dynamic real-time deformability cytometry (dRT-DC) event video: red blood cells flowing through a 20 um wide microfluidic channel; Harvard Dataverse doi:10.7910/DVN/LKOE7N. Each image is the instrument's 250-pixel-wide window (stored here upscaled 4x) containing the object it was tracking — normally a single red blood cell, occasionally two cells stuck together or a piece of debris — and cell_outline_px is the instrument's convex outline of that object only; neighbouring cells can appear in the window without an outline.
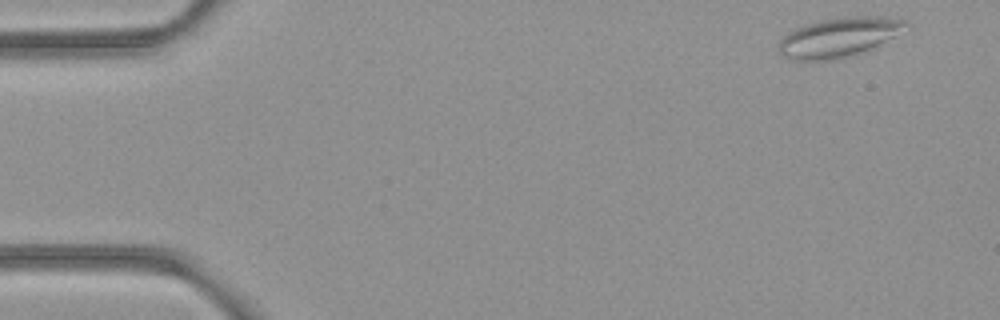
{"species": "common noctule bat (a hibernating species)", "species_latin": "Nyctalus noctula", "temperature_condition": "room temperature", "stored_images_in_passage": 51, "camera_frame_rate_fps": 3000, "um_per_image_px": 0.085, "animal": {"sex": "female", "body_mass_g": 21.9}, "frame": {"image": 1, "passage_image": 2, "time_ms": 0.333, "image_size_px": [1000, 320], "cell_outline_px": [[908, 24], [892, 36], [868, 48], [844, 56], [828, 60], [796, 60], [780, 52], [780, 40], [788, 32], [804, 24], [824, 20], [852, 16], [888, 16], [904, 20]], "centroid_in_image_um": [71.26, 3.13], "position_along_channel_um": 13.7, "area_um2": 27.8}}
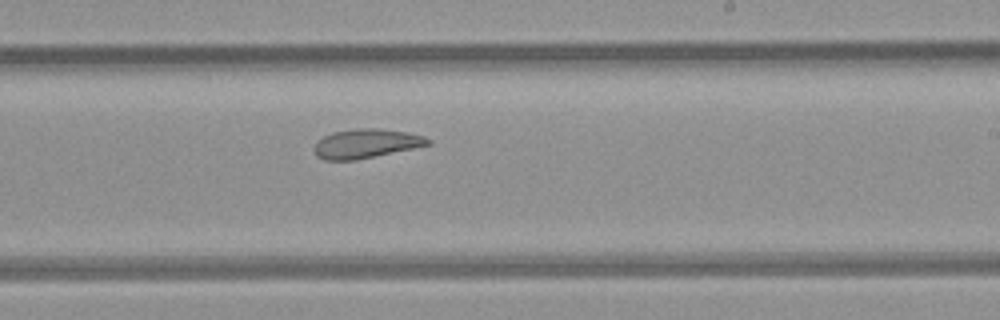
{"frame": {"image": 2, "passage_image": 30, "time_ms": 9.667, "image_size_px": [1000, 320], "cell_outline_px": [[432, 144], [356, 160], [324, 160], [316, 156], [312, 148], [316, 140], [332, 132], [356, 128], [376, 128], [404, 132], [424, 136], [432, 140]], "centroid_in_image_um": [31.06, 12.2], "position_along_channel_um": 257.9, "area_um2": 19.42}}
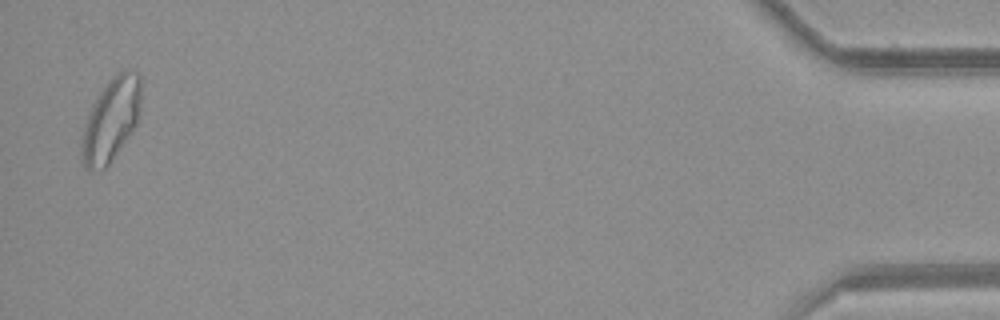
{"frame": {"image": 3, "passage_image": 50, "time_ms": 16.333, "image_size_px": [1000, 320], "cell_outline_px": [[140, 112], [136, 124], [108, 164], [104, 168], [88, 172], [84, 168], [80, 160], [80, 136], [84, 124], [92, 104], [100, 92], [112, 76], [116, 72], [124, 68], [128, 68], [136, 72], [140, 76]], "centroid_in_image_um": [9.39, 10.17], "position_along_channel_um": 425.8, "area_um2": 29.02}, "authors_computed_cell_mechanics": {"area_um2": 24.1604, "velocity_mm_per_s": 3.9548, "shape_relaxation_time_tau1_ms": null, "shape_relaxation_time_tau2_ms": 4.3868, "deformation_change_tau1": null, "deformation_change_tau2": 0.1189}}